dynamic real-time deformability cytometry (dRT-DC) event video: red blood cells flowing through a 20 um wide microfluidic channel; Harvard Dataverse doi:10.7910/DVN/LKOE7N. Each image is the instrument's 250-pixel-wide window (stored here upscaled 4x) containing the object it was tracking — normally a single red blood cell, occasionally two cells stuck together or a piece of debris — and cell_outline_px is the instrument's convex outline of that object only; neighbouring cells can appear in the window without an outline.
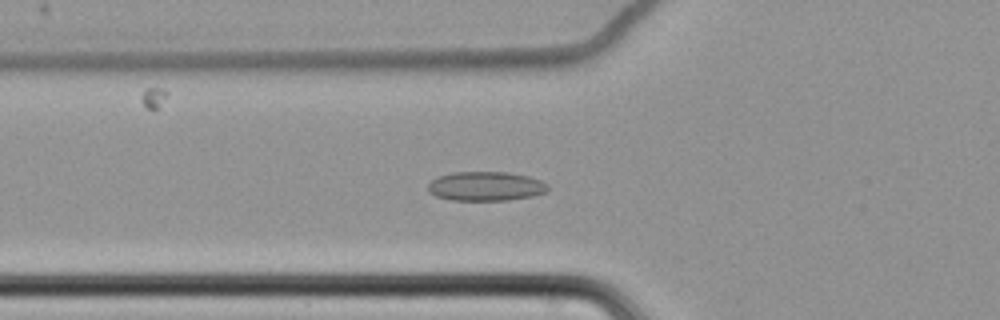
{"species": "common noctule bat (a hibernating species)", "species_latin": "Nyctalus noctula", "temperature_condition": "cold", "stored_images_in_passage": 65, "camera_frame_rate_fps": 3000, "um_per_image_px": 0.085, "animal": {"sex": "female", "body_mass_g": 22.7, "forearm_length_mm": 54.2}, "frame": {"image": 1, "passage_image": 27, "time_ms": 8.667, "image_size_px": [1000, 320], "cell_outline_px": [[548, 188], [544, 192], [532, 196], [508, 200], [452, 200], [436, 196], [428, 192], [428, 184], [432, 180], [440, 176], [452, 172], [508, 172], [528, 176], [540, 180], [548, 184]], "centroid_in_image_um": [41.27, 15.83], "position_along_channel_um": 84.5, "area_um2": 20.35}}
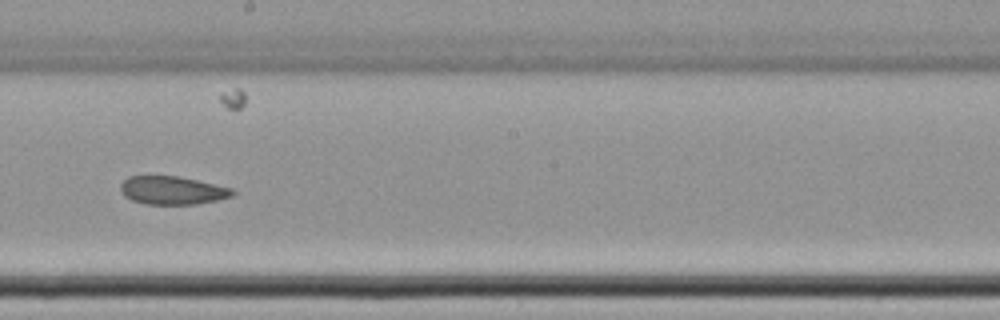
{"frame": {"image": 2, "passage_image": 40, "time_ms": 13.0, "image_size_px": [1000, 320], "cell_outline_px": [[236, 192], [232, 196], [216, 200], [196, 204], [148, 204], [132, 200], [124, 196], [120, 192], [120, 184], [128, 176], [176, 176], [196, 180], [232, 188]], "centroid_in_image_um": [14.62, 16.18], "position_along_channel_um": 233.6, "area_um2": 18.32}}
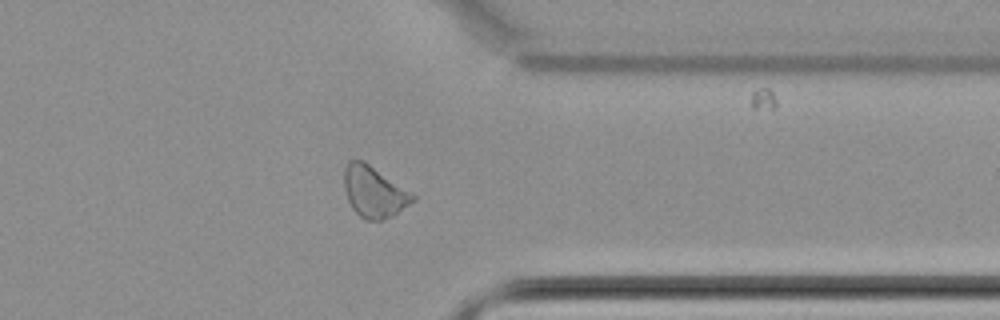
{"frame": {"image": 3, "passage_image": 53, "time_ms": 17.333, "image_size_px": [1000, 320], "cell_outline_px": [[416, 200], [392, 216], [380, 220], [364, 220], [352, 208], [348, 200], [344, 188], [344, 168], [348, 160], [364, 160], [416, 196]], "centroid_in_image_um": [31.77, 16.3], "position_along_channel_um": 379.6, "area_um2": 20.35}, "authors_computed_cell_mechanics": {"area_um2": 20.808, "velocity_mm_per_s": 3.4518, "shape_relaxation_time_tau1_ms": null, "shape_relaxation_time_tau2_ms": 6.1524, "deformation_change_tau1": null, "deformation_change_tau2": 0.1007}}